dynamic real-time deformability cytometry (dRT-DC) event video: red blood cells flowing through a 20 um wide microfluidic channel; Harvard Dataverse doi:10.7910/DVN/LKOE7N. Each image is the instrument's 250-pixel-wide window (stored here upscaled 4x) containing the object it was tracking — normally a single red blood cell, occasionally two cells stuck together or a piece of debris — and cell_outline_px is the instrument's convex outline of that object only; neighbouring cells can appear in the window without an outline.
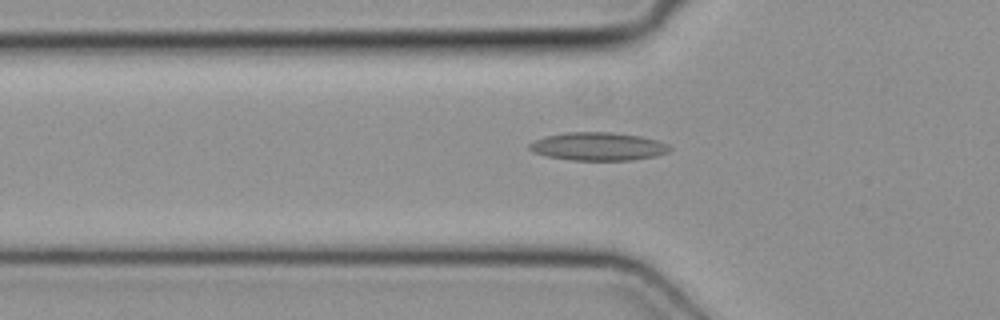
{"species": "common noctule bat (a hibernating species)", "species_latin": "Nyctalus noctula", "temperature_condition": "cold", "stored_images_in_passage": 36, "camera_frame_rate_fps": 3000, "um_per_image_px": 0.085, "animal": {"sex": "female", "body_mass_g": 19.3, "forearm_length_mm": 54.1}, "frame": {"image": 1, "passage_image": 3, "time_ms": 0.667, "image_size_px": [1000, 320], "cell_outline_px": [[672, 148], [668, 152], [656, 156], [632, 160], [572, 160], [548, 156], [532, 152], [528, 148], [528, 144], [544, 136], [564, 132], [612, 132], [640, 136], [656, 140], [668, 144]], "centroid_in_image_um": [50.83, 12.44], "position_along_channel_um": 75.0, "area_um2": 23.06}}
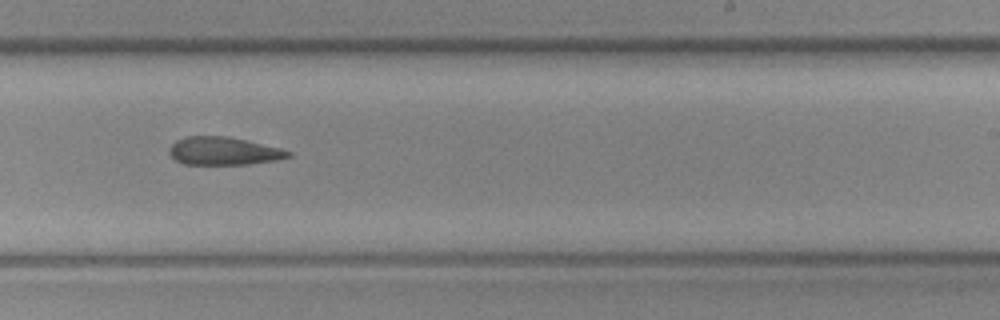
{"frame": {"image": 2, "passage_image": 17, "time_ms": 5.333, "image_size_px": [1000, 320], "cell_outline_px": [[292, 156], [276, 160], [248, 164], [184, 164], [176, 160], [168, 152], [168, 148], [176, 140], [188, 136], [228, 136], [280, 148], [292, 152]], "centroid_in_image_um": [19.0, 12.83], "position_along_channel_um": 270.0, "area_um2": 19.31}}
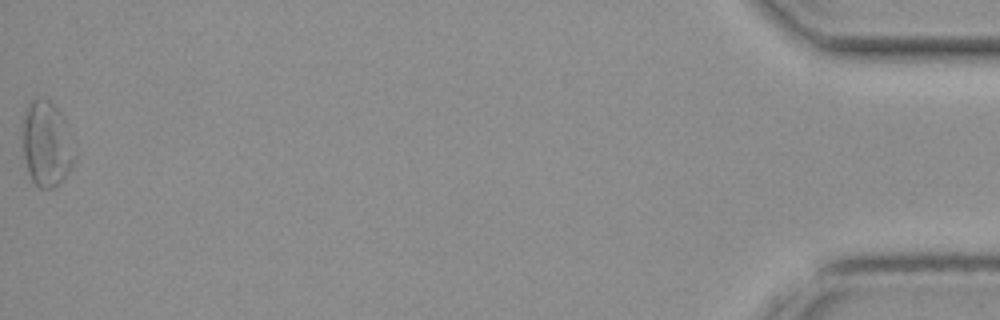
{"frame": {"image": 3, "passage_image": 36, "time_ms": 11.667, "image_size_px": [1000, 320], "cell_outline_px": [[76, 160], [72, 168], [52, 188], [40, 188], [32, 180], [28, 172], [24, 156], [24, 112], [28, 104], [32, 100], [48, 100], [60, 112], [68, 128], [76, 156]], "centroid_in_image_um": [3.98, 12.26], "position_along_channel_um": 431.2, "area_um2": 25.26}}